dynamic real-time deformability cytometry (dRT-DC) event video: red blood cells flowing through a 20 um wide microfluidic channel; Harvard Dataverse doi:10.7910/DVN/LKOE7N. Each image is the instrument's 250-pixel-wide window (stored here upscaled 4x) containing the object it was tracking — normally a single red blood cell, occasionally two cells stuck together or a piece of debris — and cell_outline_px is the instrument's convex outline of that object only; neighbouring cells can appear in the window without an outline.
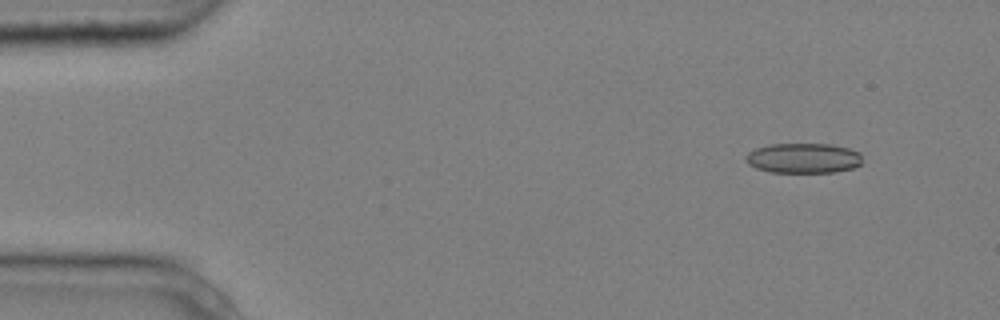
{"species": "common noctule bat (a hibernating species)", "species_latin": "Nyctalus noctula", "temperature_condition": "cold", "stored_images_in_passage": 4, "camera_frame_rate_fps": 3000, "um_per_image_px": 0.085, "animal": {"sex": "male", "body_mass_g": 20.4}, "frame": {"image": 1, "passage_image": 2, "time_ms": 0.333, "image_size_px": [1000, 320], "cell_outline_px": [[860, 164], [852, 168], [836, 172], [768, 172], [756, 168], [748, 164], [744, 156], [748, 152], [756, 148], [768, 144], [832, 144], [848, 148], [860, 152]], "centroid_in_image_um": [68.25, 13.44], "position_along_channel_um": 16.7, "area_um2": 20.46}}
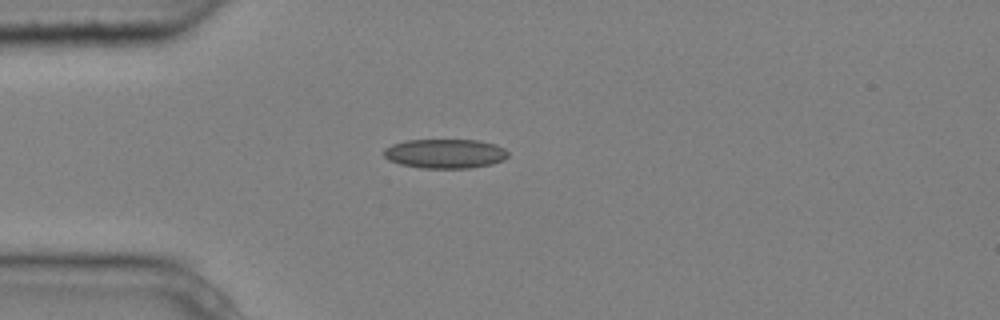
{"frame": {"image": 2, "passage_image": 4, "time_ms": 1.0, "image_size_px": [1000, 320], "cell_outline_px": [[508, 156], [504, 160], [492, 164], [472, 168], [420, 168], [400, 164], [388, 160], [384, 156], [384, 148], [392, 144], [404, 140], [476, 140], [496, 144], [504, 148], [508, 152]], "centroid_in_image_um": [37.83, 13.06], "position_along_channel_um": 47.2, "area_um2": 21.44}}